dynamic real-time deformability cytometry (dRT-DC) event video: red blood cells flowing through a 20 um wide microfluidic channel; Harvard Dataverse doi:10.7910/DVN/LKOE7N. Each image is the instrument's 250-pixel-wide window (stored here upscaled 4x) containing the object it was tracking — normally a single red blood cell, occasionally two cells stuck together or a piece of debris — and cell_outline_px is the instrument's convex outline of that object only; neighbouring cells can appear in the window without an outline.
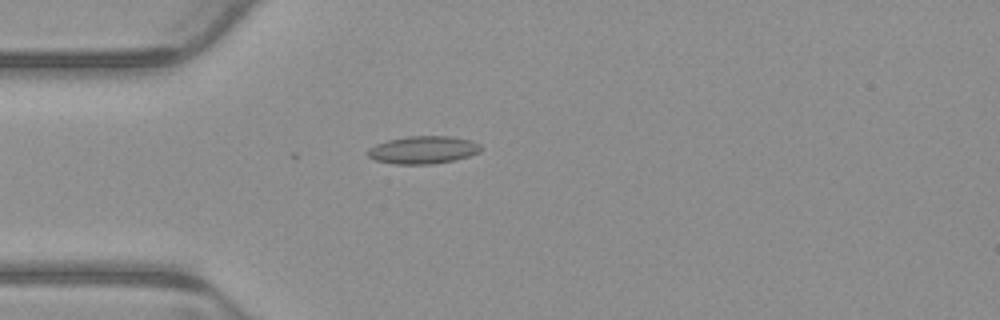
{"species": "common noctule bat (a hibernating species)", "species_latin": "Nyctalus noctula", "temperature_condition": "warm", "stored_images_in_passage": 5, "camera_frame_rate_fps": 3000, "um_per_image_px": 0.085, "animal": {"sex": "male", "body_mass_g": 23.1, "forearm_length_mm": 52.7}, "frame": {"image": 1, "passage_image": 5, "time_ms": 1.333, "image_size_px": [1000, 320], "cell_outline_px": [[480, 152], [456, 160], [432, 164], [392, 164], [376, 160], [368, 156], [368, 148], [376, 144], [388, 140], [408, 136], [452, 136], [472, 140], [480, 144]], "centroid_in_image_um": [35.98, 12.74], "position_along_channel_um": 49.0, "area_um2": 18.32}}